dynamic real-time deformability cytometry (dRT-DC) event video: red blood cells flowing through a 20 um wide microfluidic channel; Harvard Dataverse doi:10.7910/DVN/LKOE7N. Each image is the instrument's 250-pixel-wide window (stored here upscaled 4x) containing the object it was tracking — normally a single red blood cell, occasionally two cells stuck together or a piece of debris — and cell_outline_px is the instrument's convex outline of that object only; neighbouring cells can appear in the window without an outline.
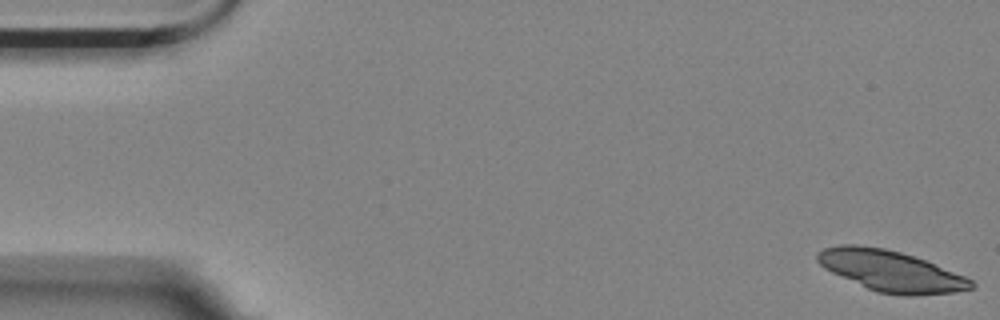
{"species": "Egyptian fruit bat (a non-hibernating species)", "species_latin": "Rousettus aegyptiacus", "temperature_condition": "room temperature", "stored_images_in_passage": 7, "camera_frame_rate_fps": 3000, "um_per_image_px": 0.085, "animal": {"sex": "female"}, "frame": {"image": 1, "passage_image": 1, "time_ms": 0.0, "image_size_px": [1000, 320], "cell_outline_px": [[976, 288], [956, 292], [916, 296], [904, 296], [876, 292], [832, 272], [824, 268], [816, 260], [816, 252], [824, 248], [840, 244], [856, 244], [884, 248], [900, 252], [924, 260], [964, 276], [972, 280], [976, 284]], "centroid_in_image_um": [75.72, 23.04], "position_along_channel_um": 9.3, "area_um2": 36.7}}
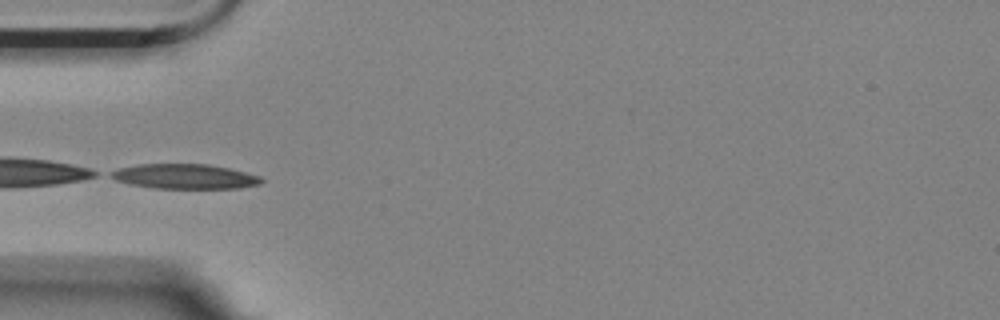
{"frame": {"image": 2, "passage_image": 6, "time_ms": 1.667, "image_size_px": [1000, 320], "cell_outline_px": [[264, 180], [260, 184], [240, 188], [156, 188], [128, 184], [116, 180], [108, 176], [108, 172], [116, 168], [136, 164], [208, 164], [228, 168], [260, 176]], "centroid_in_image_um": [15.63, 14.99], "position_along_channel_um": 69.4, "area_um2": 21.91}}